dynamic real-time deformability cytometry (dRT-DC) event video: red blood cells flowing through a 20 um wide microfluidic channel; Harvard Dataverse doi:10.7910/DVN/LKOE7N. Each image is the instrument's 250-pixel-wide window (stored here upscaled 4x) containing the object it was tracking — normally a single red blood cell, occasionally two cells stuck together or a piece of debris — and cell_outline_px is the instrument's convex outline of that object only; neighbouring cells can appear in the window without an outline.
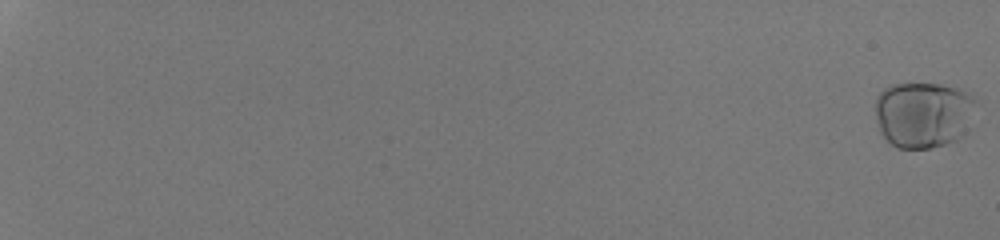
{"species": "human", "species_latin": "Homo sapiens", "temperature_condition": "room temperature", "stored_images_in_passage": 54, "camera_frame_rate_fps": 3000, "um_per_image_px": 0.085, "donor": {"sex": "male"}, "frame": {"image": 1, "passage_image": 1, "time_ms": 0.0, "image_size_px": [1000, 240], "cell_outline_px": [[980, 104], [960, 136], [956, 140], [932, 148], [896, 148], [880, 132], [876, 120], [876, 96], [884, 88], [892, 84], [940, 84], [956, 88], [972, 96]], "centroid_in_image_um": [78.47, 9.73], "position_along_channel_um": 6.5, "area_um2": 38.84}}
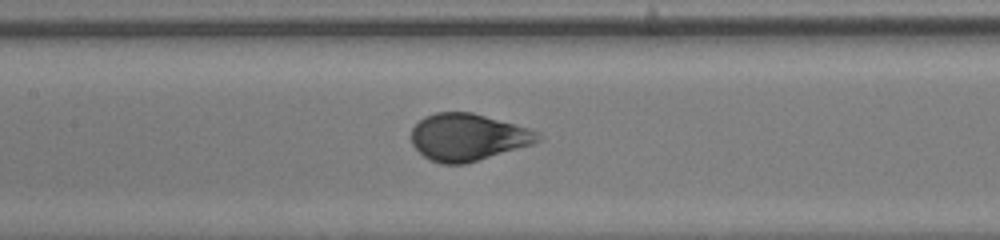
{"frame": {"image": 2, "passage_image": 33, "time_ms": 10.667, "image_size_px": [1000, 240], "cell_outline_px": [[544, 136], [540, 140], [532, 144], [464, 164], [440, 164], [424, 156], [412, 144], [412, 128], [424, 116], [436, 112], [472, 112], [528, 128]], "centroid_in_image_um": [39.75, 11.65], "position_along_channel_um": 167.6, "area_um2": 34.39}}
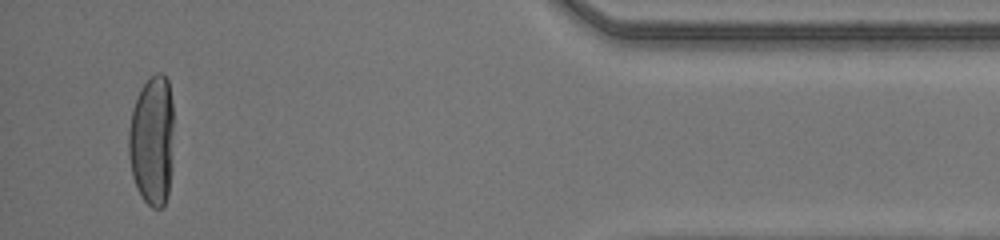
{"frame": {"image": 3, "passage_image": 54, "time_ms": 17.667, "image_size_px": [1000, 240], "cell_outline_px": [[172, 132], [168, 196], [164, 204], [160, 208], [152, 208], [144, 200], [136, 188], [132, 176], [128, 152], [128, 132], [132, 108], [140, 88], [156, 72], [164, 72], [168, 80], [172, 104]], "centroid_in_image_um": [12.89, 11.91], "position_along_channel_um": 422.3, "area_um2": 34.1}, "authors_computed_cell_mechanics": {"area_um2": 35.9227, "velocity_mm_per_s": 4.2305, "shape_relaxation_time_tau1_ms": 5.1169, "shape_relaxation_time_tau2_ms": null, "deformation_change_tau1": 0.2259, "deformation_change_tau2": null}}